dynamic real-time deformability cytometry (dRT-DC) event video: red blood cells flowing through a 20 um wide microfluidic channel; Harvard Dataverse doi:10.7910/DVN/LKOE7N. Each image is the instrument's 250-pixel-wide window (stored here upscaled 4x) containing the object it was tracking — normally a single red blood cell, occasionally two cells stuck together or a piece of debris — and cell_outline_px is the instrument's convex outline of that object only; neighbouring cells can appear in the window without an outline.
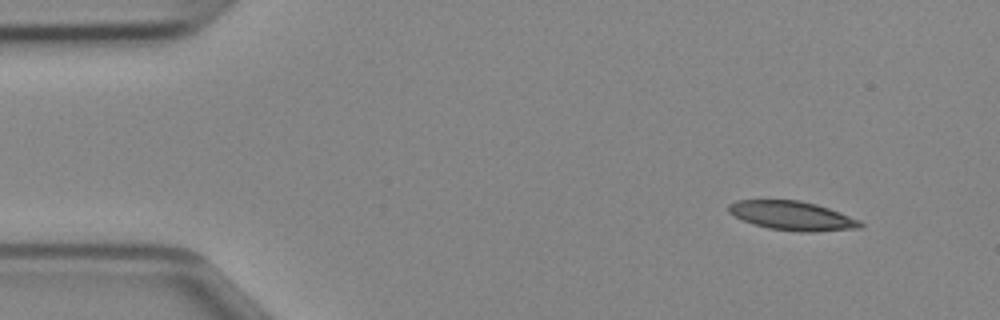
{"species": "Egyptian fruit bat (a non-hibernating species)", "species_latin": "Rousettus aegyptiacus", "temperature_condition": "cold", "stored_images_in_passage": 43, "camera_frame_rate_fps": 3000, "um_per_image_px": 0.085, "animal": {"sex": "female"}, "frame": {"image": 1, "passage_image": 1, "time_ms": 0.0, "image_size_px": [1000, 320], "cell_outline_px": [[864, 224], [860, 228], [812, 232], [800, 232], [768, 228], [744, 220], [728, 212], [728, 204], [736, 200], [800, 200], [816, 204], [828, 208], [860, 220]], "centroid_in_image_um": [67.35, 18.33], "position_along_channel_um": 17.7, "area_um2": 22.14}}
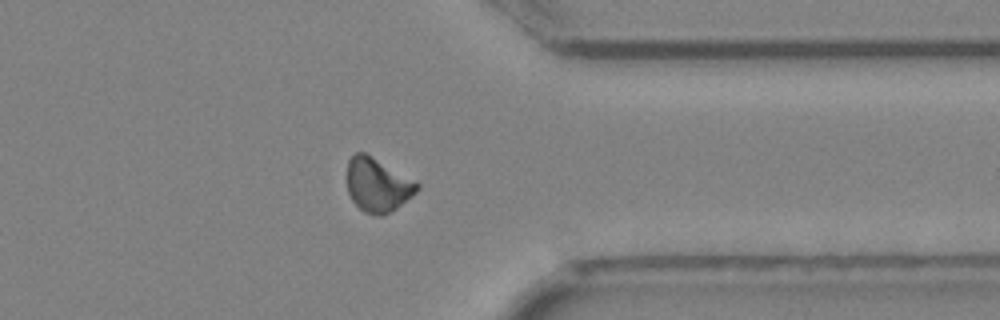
{"frame": {"image": 2, "passage_image": 33, "time_ms": 10.667, "image_size_px": [1000, 320], "cell_outline_px": [[420, 188], [412, 196], [396, 208], [384, 216], [376, 216], [364, 212], [352, 200], [348, 192], [348, 160], [356, 152], [364, 152], [416, 180], [420, 184]], "centroid_in_image_um": [32.12, 15.73], "position_along_channel_um": 379.3, "area_um2": 21.96}}
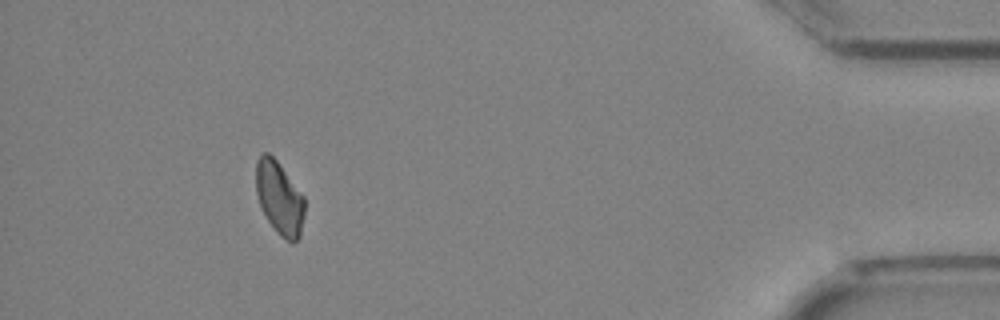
{"frame": {"image": 3, "passage_image": 39, "time_ms": 12.667, "image_size_px": [1000, 320], "cell_outline_px": [[304, 216], [300, 236], [292, 244], [280, 236], [276, 232], [268, 220], [260, 204], [256, 192], [256, 160], [264, 152], [268, 152], [276, 160], [304, 196]], "centroid_in_image_um": [23.75, 16.84], "position_along_channel_um": 411.4, "area_um2": 20.58}}